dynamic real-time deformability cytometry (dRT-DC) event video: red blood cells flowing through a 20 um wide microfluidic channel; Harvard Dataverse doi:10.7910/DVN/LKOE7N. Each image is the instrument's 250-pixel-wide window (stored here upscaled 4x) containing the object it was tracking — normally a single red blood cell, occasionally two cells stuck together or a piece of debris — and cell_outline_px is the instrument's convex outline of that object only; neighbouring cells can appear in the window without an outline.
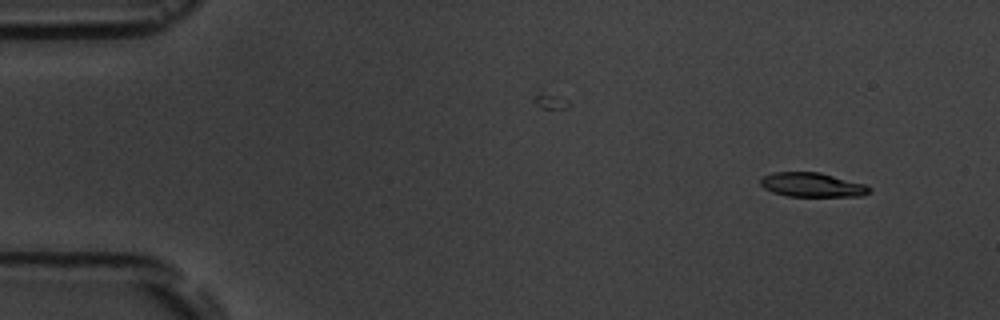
{"species": "common noctule bat (a hibernating species)", "species_latin": "Nyctalus noctula", "temperature_condition": "room temperature", "stored_images_in_passage": 4, "camera_frame_rate_fps": 3000, "um_per_image_px": 0.085, "animal": {"sex": "male", "body_mass_g": 19.5, "forearm_length_mm": 54.6}, "frame": {"image": 1, "passage_image": 1, "time_ms": 0.0, "image_size_px": [1000, 320], "cell_outline_px": [[872, 188], [868, 192], [860, 196], [788, 196], [772, 192], [764, 188], [760, 184], [760, 180], [764, 176], [772, 172], [820, 172], [864, 184]], "centroid_in_image_um": [69.0, 15.71], "position_along_channel_um": 16.0, "area_um2": 15.26}}
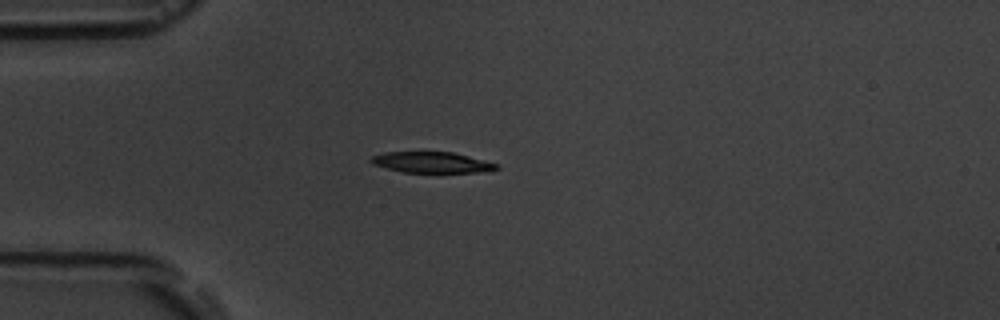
{"frame": {"image": 2, "passage_image": 4, "time_ms": 3.333, "image_size_px": [1000, 320], "cell_outline_px": [[500, 168], [476, 172], [404, 172], [372, 164], [368, 160], [372, 156], [384, 152], [452, 152], [500, 164]], "centroid_in_image_um": [36.68, 13.79], "position_along_channel_um": 48.3, "area_um2": 15.09}}